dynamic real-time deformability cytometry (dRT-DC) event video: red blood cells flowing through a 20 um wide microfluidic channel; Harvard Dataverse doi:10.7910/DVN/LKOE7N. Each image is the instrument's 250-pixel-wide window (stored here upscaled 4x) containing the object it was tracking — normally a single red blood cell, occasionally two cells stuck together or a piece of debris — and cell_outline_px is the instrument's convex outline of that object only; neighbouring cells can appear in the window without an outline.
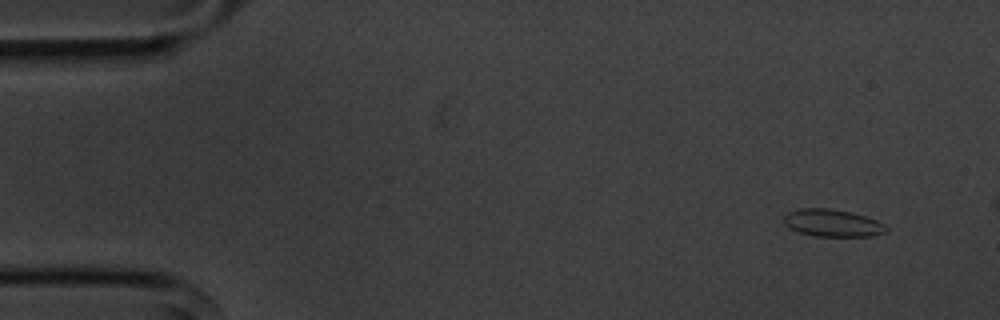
{"species": "common noctule bat (a hibernating species)", "species_latin": "Nyctalus noctula", "temperature_condition": "cold", "stored_images_in_passage": 4, "camera_frame_rate_fps": 3000, "um_per_image_px": 0.085, "animal": {"sex": "male", "body_mass_g": 20.1, "forearm_length_mm": 53.5}, "frame": {"image": 1, "passage_image": 1, "time_ms": 0.0, "image_size_px": [1000, 320], "cell_outline_px": [[888, 232], [872, 236], [816, 236], [800, 232], [792, 228], [784, 220], [784, 216], [788, 212], [800, 208], [828, 208], [852, 212], [876, 220], [884, 224], [888, 228]], "centroid_in_image_um": [70.82, 18.95], "position_along_channel_um": 14.2, "area_um2": 16.13}}